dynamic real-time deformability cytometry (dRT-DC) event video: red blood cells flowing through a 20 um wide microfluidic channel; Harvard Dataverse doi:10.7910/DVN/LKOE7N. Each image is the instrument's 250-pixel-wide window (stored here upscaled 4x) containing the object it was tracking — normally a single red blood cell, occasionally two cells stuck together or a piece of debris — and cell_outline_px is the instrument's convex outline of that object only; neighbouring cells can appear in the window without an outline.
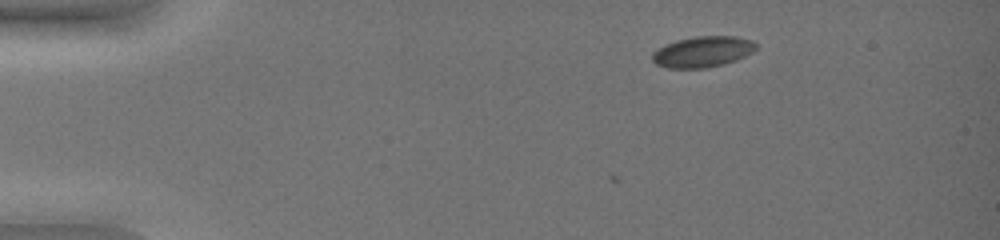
{"species": "common noctule bat (a hibernating species)", "species_latin": "Nyctalus noctula", "temperature_condition": "warm", "stored_images_in_passage": 7, "camera_frame_rate_fps": 3000, "um_per_image_px": 0.085, "animal": {"sex": "female", "body_mass_g": 19.0, "forearm_length_mm": 51.5}, "frame": {"image": 1, "passage_image": 1, "time_ms": 0.0, "image_size_px": [1000, 240], "cell_outline_px": [[756, 48], [752, 52], [736, 60], [724, 64], [704, 68], [668, 68], [656, 64], [652, 60], [652, 52], [656, 48], [664, 44], [676, 40], [696, 36], [736, 36], [752, 40], [756, 44]], "centroid_in_image_um": [59.69, 4.39], "position_along_channel_um": 25.3, "area_um2": 18.79}}